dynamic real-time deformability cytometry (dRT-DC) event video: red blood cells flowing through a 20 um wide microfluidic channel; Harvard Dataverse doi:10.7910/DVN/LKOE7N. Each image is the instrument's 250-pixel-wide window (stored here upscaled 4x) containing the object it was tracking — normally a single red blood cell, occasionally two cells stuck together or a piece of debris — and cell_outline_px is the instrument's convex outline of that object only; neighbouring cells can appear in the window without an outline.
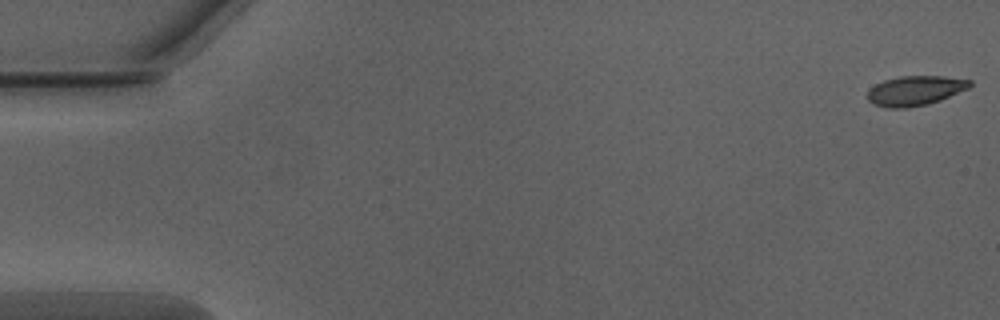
{"species": "Egyptian fruit bat (a non-hibernating species)", "species_latin": "Rousettus aegyptiacus", "temperature_condition": "warm", "stored_images_in_passage": 14, "camera_frame_rate_fps": 3000, "um_per_image_px": 0.085, "animal": {"sex": "male"}, "frame": {"image": 1, "passage_image": 1, "time_ms": 0.0, "image_size_px": [1000, 320], "cell_outline_px": [[972, 84], [968, 88], [940, 100], [928, 104], [908, 108], [888, 108], [872, 104], [868, 100], [868, 92], [876, 84], [884, 80], [900, 76], [944, 76], [972, 80]], "centroid_in_image_um": [77.79, 7.71], "position_along_channel_um": 7.2, "area_um2": 17.69}}
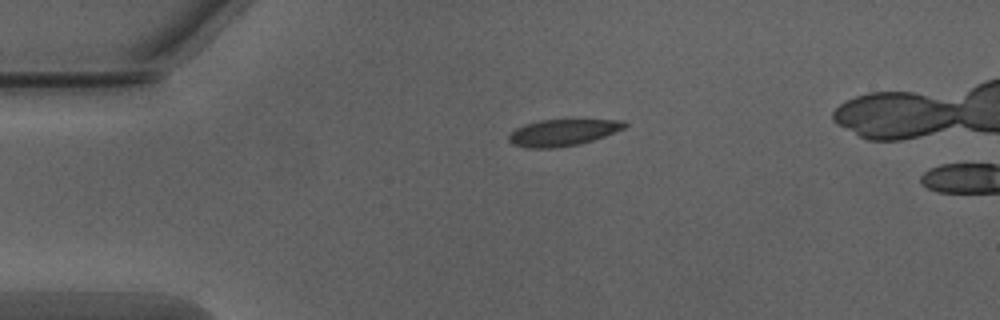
{"frame": {"image": 2, "passage_image": 12, "time_ms": 3.667, "image_size_px": [1000, 320], "cell_outline_px": [[628, 124], [624, 128], [604, 136], [580, 144], [556, 148], [528, 148], [512, 144], [508, 140], [508, 132], [524, 124], [540, 120], [624, 120]], "centroid_in_image_um": [47.78, 11.27], "position_along_channel_um": 37.2, "area_um2": 17.98}}